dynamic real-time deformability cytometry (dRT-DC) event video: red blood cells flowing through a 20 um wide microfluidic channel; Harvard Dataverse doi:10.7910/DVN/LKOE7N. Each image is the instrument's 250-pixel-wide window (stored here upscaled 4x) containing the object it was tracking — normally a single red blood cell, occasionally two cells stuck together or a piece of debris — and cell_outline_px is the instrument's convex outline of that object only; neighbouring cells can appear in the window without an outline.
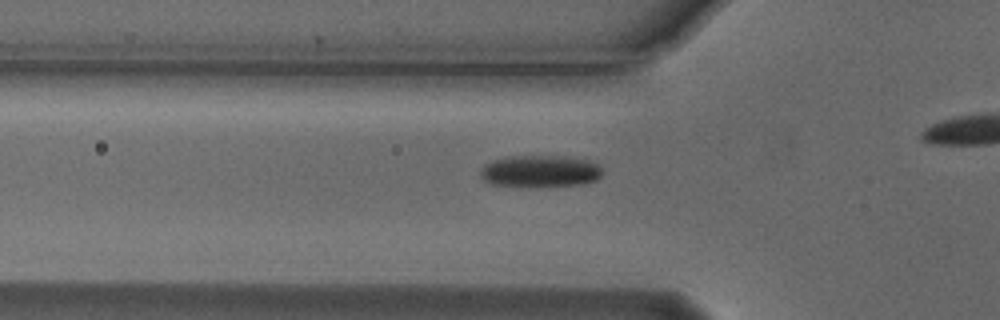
{"species": "Egyptian fruit bat (a non-hibernating species)", "species_latin": "Rousettus aegyptiacus", "temperature_condition": "cold", "stored_images_in_passage": 34, "camera_frame_rate_fps": 3000, "um_per_image_px": 0.085, "animal": {"sex": "male"}, "frame": {"image": 1, "passage_image": 8, "time_ms": 2.333, "image_size_px": [1000, 320], "cell_outline_px": [[600, 176], [596, 180], [580, 184], [492, 184], [484, 180], [480, 176], [480, 168], [484, 164], [508, 156], [564, 156], [588, 160], [600, 164]], "centroid_in_image_um": [45.91, 14.5], "position_along_channel_um": 79.9, "area_um2": 21.73}}
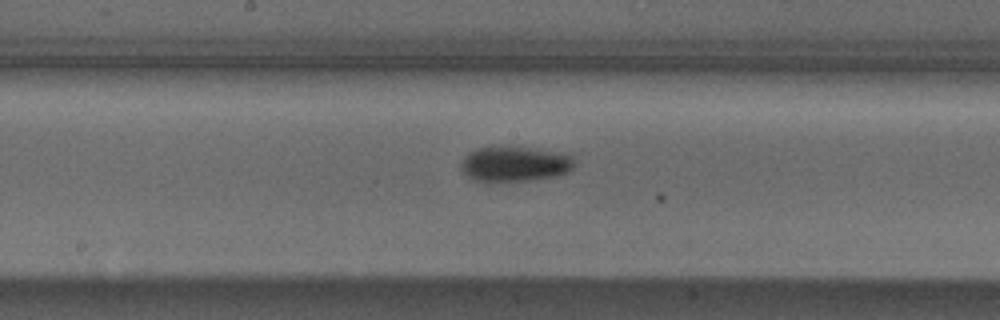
{"frame": {"image": 2, "passage_image": 18, "time_ms": 5.667, "image_size_px": [1000, 320], "cell_outline_px": [[572, 168], [568, 172], [556, 176], [528, 180], [488, 184], [472, 180], [460, 168], [460, 164], [464, 156], [468, 152], [476, 148], [528, 148], [552, 152], [572, 156]], "centroid_in_image_um": [43.64, 14.0], "position_along_channel_um": 204.6, "area_um2": 23.12}}
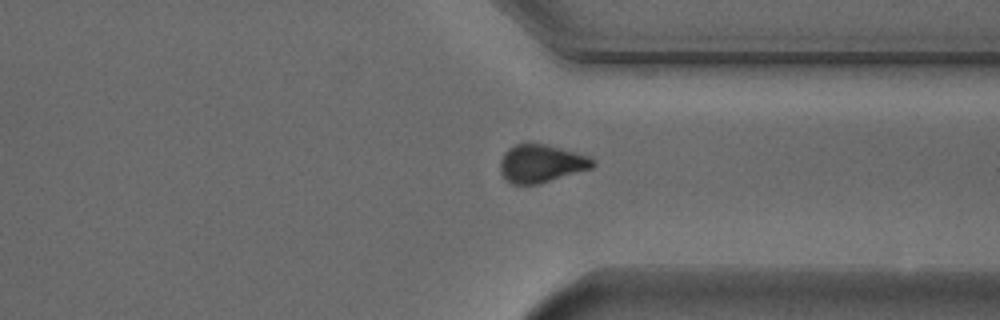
{"frame": {"image": 3, "passage_image": 31, "time_ms": 10.0, "image_size_px": [1000, 320], "cell_outline_px": [[596, 164], [592, 168], [540, 184], [512, 184], [500, 172], [500, 160], [504, 152], [508, 148], [516, 144], [528, 140], [592, 156]], "centroid_in_image_um": [46.01, 13.87], "position_along_channel_um": 365.4, "area_um2": 20.92}}